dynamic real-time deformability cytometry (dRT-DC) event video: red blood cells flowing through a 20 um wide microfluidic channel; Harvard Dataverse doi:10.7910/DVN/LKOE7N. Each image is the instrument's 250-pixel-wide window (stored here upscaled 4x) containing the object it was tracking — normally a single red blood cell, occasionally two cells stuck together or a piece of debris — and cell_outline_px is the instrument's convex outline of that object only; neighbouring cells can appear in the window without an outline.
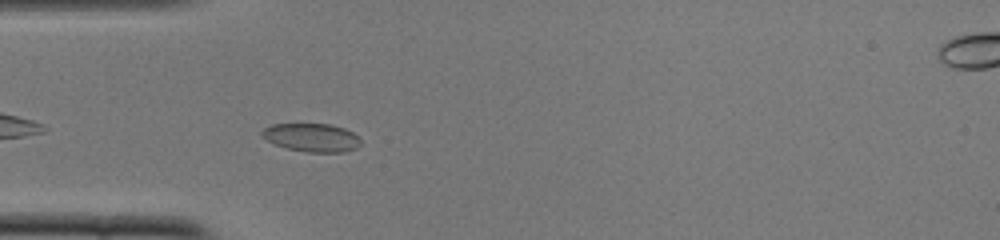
{"species": "common noctule bat (a hibernating species)", "species_latin": "Nyctalus noctula", "temperature_condition": "cold", "stored_images_in_passage": 39, "camera_frame_rate_fps": 3000, "um_per_image_px": 0.085, "animal": {"sex": "female", "body_mass_g": 22.0, "forearm_length_mm": 56.7}, "frame": {"image": 1, "passage_image": 3, "time_ms": 0.667, "image_size_px": [1000, 240], "cell_outline_px": [[360, 144], [356, 148], [344, 152], [304, 152], [288, 148], [276, 144], [260, 136], [260, 132], [264, 128], [272, 124], [328, 124], [344, 128], [352, 132], [360, 140]], "centroid_in_image_um": [26.48, 11.69], "position_along_channel_um": 58.5, "area_um2": 16.18}}
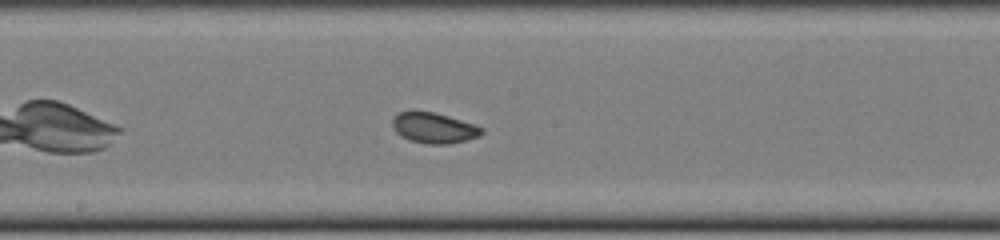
{"frame": {"image": 2, "passage_image": 15, "time_ms": 4.667, "image_size_px": [1000, 240], "cell_outline_px": [[484, 132], [480, 136], [448, 144], [428, 144], [408, 140], [400, 136], [392, 128], [392, 120], [400, 112], [412, 108], [436, 112], [476, 124], [484, 128]], "centroid_in_image_um": [36.86, 10.83], "position_along_channel_um": 211.3, "area_um2": 16.47}}
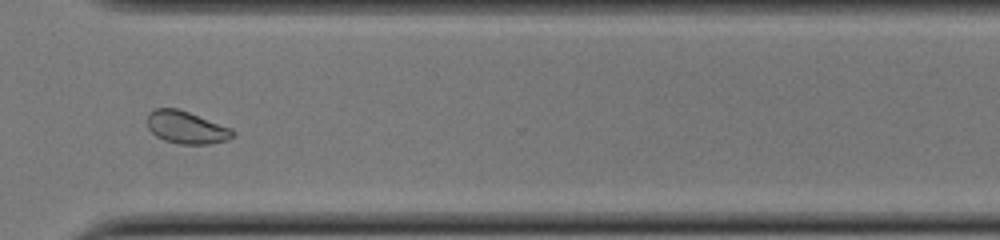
{"frame": {"image": 3, "passage_image": 26, "time_ms": 8.333, "image_size_px": [1000, 240], "cell_outline_px": [[236, 136], [228, 140], [208, 144], [180, 144], [164, 140], [156, 136], [148, 128], [148, 112], [156, 108], [176, 108], [188, 112], [232, 128], [236, 132]], "centroid_in_image_um": [15.87, 10.84], "position_along_channel_um": 354.7, "area_um2": 16.24}, "authors_computed_cell_mechanics": {"area_um2": 16.473, "velocity_mm_per_s": 3.8881, "shape_relaxation_time_tau1_ms": 4.1382, "shape_relaxation_time_tau2_ms": 1.16, "deformation_change_tau1": 0.0704, "deformation_change_tau2": 0.0571}}